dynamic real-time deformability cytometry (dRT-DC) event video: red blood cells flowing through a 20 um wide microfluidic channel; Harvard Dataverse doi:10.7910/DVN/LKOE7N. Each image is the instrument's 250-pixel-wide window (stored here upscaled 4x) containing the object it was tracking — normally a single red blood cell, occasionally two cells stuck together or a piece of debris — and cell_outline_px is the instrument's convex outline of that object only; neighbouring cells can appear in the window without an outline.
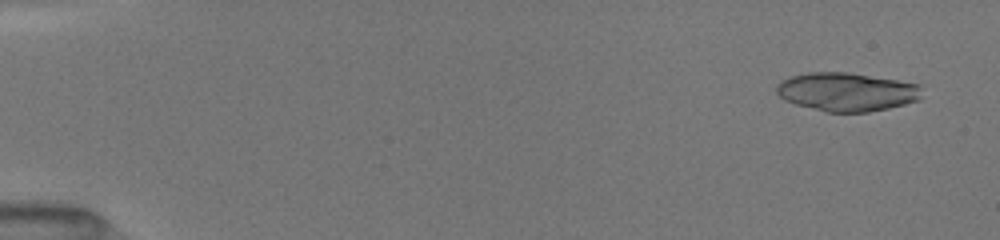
{"species": "common noctule bat (a hibernating species)", "species_latin": "Nyctalus noctula", "temperature_condition": "room temperature", "stored_images_in_passage": 70, "camera_frame_rate_fps": 3000, "um_per_image_px": 0.085, "animal": {"sex": "female", "body_mass_g": 19.5, "forearm_length_mm": 54.1}, "frame": {"image": 1, "passage_image": 3, "time_ms": 0.667, "image_size_px": [1000, 240], "cell_outline_px": [[920, 100], [888, 108], [868, 112], [828, 112], [796, 104], [784, 100], [776, 92], [776, 84], [780, 80], [792, 76], [808, 72], [848, 72], [920, 84]], "centroid_in_image_um": [71.95, 7.8], "position_along_channel_um": 13.1, "area_um2": 32.6}}